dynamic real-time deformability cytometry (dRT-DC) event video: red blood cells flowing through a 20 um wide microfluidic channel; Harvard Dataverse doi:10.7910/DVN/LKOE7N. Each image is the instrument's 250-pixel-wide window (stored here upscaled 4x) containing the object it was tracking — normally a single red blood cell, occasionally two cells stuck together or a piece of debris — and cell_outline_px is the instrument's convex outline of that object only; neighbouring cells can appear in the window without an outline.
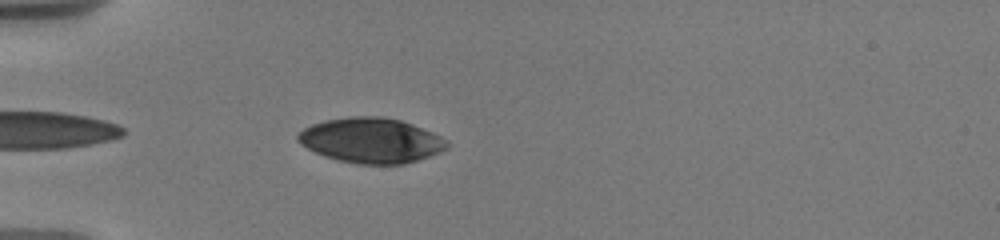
{"species": "human", "species_latin": "Homo sapiens", "temperature_condition": "warm", "stored_images_in_passage": 8, "camera_frame_rate_fps": 3000, "um_per_image_px": 0.085, "donor": {"sex": "male"}, "frame": {"image": 1, "passage_image": 2, "time_ms": 0.667, "image_size_px": [1000, 240], "cell_outline_px": [[448, 148], [440, 152], [404, 164], [356, 164], [324, 156], [300, 144], [296, 140], [296, 136], [304, 128], [312, 124], [324, 120], [348, 116], [384, 116], [400, 120], [412, 124], [440, 136], [448, 144]], "centroid_in_image_um": [31.51, 11.92], "position_along_channel_um": 53.5, "area_um2": 39.02}}
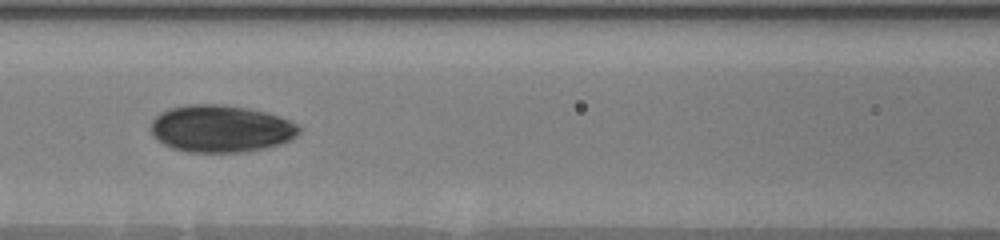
{"frame": {"image": 2, "passage_image": 5, "time_ms": 3.667, "image_size_px": [1000, 240], "cell_outline_px": [[300, 132], [296, 136], [280, 144], [240, 152], [188, 152], [172, 148], [164, 144], [152, 132], [152, 120], [160, 112], [168, 108], [188, 104], [224, 104], [248, 108], [280, 116], [296, 124], [300, 128]], "centroid_in_image_um": [18.76, 10.92], "position_along_channel_um": 147.8, "area_um2": 40.46}}
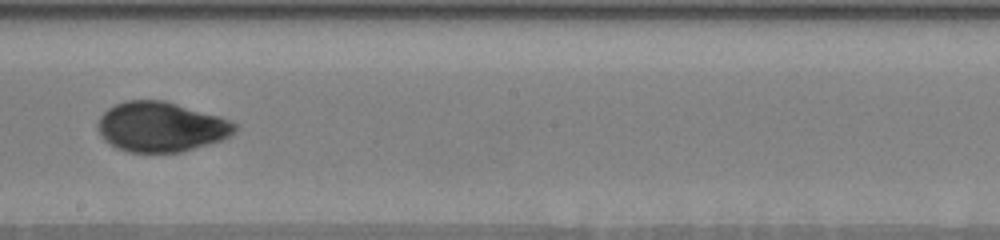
{"frame": {"image": 3, "passage_image": 7, "time_ms": 6.0, "image_size_px": [1000, 240], "cell_outline_px": [[236, 132], [232, 136], [220, 140], [180, 152], [128, 152], [116, 148], [104, 140], [100, 136], [96, 128], [96, 124], [100, 116], [108, 108], [124, 100], [164, 100], [220, 116], [236, 124]], "centroid_in_image_um": [13.65, 10.78], "position_along_channel_um": 234.6, "area_um2": 40.0}}